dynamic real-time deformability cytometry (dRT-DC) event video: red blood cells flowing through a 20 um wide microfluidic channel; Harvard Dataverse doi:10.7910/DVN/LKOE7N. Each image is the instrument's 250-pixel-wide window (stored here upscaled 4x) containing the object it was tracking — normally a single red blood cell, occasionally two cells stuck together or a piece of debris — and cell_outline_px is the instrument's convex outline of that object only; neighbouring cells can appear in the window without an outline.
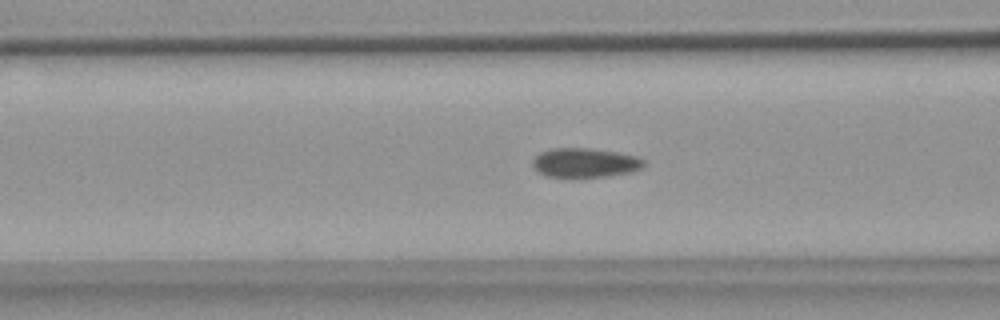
{"species": "common noctule bat (a hibernating species)", "species_latin": "Nyctalus noctula", "temperature_condition": "warm", "stored_images_in_passage": 47, "camera_frame_rate_fps": 3000, "um_per_image_px": 0.085, "animal": {"sex": "female", "body_mass_g": 18.4}, "frame": {"image": 1, "passage_image": 13, "time_ms": 4.0, "image_size_px": [1000, 320], "cell_outline_px": [[644, 164], [640, 168], [632, 172], [580, 180], [544, 176], [532, 164], [532, 160], [540, 152], [552, 148], [592, 148], [616, 152], [636, 156], [644, 160]], "centroid_in_image_um": [49.69, 13.87], "position_along_channel_um": 116.9, "area_um2": 19.59}}
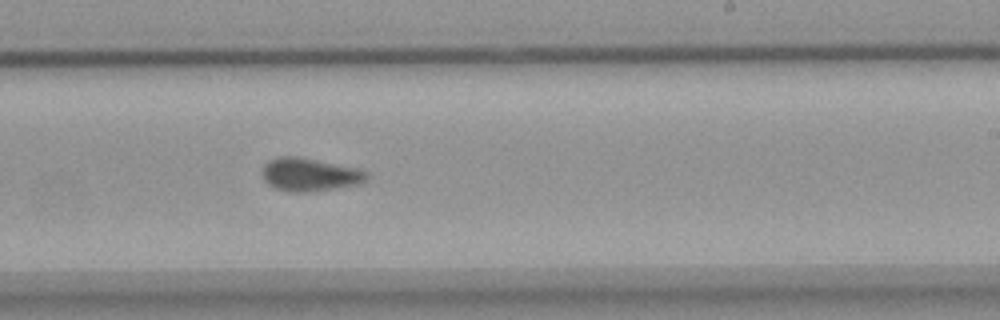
{"frame": {"image": 2, "passage_image": 25, "time_ms": 8.0, "image_size_px": [1000, 320], "cell_outline_px": [[368, 180], [364, 184], [308, 192], [288, 192], [276, 188], [268, 184], [264, 180], [264, 164], [268, 160], [276, 156], [296, 156], [356, 168], [368, 172]], "centroid_in_image_um": [26.36, 14.85], "position_along_channel_um": 262.6, "area_um2": 20.23}}
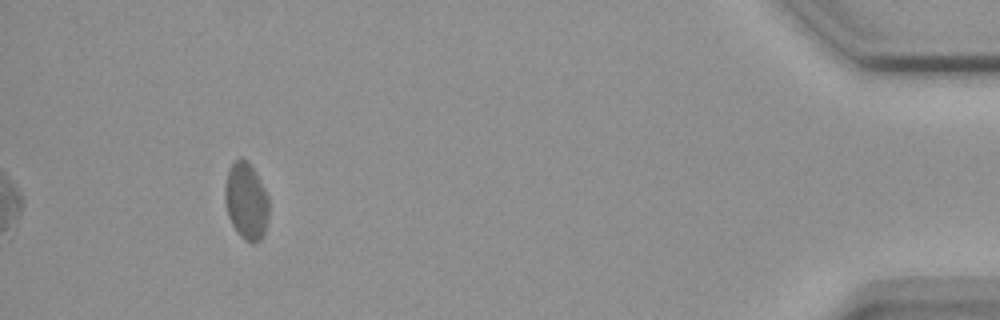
{"frame": {"image": 3, "passage_image": 43, "time_ms": 14.0, "image_size_px": [1000, 320], "cell_outline_px": [[268, 216], [264, 232], [260, 240], [252, 244], [244, 240], [240, 236], [232, 224], [228, 216], [224, 200], [224, 184], [228, 168], [236, 160], [248, 160], [256, 172], [268, 196]], "centroid_in_image_um": [20.91, 17.09], "position_along_channel_um": 414.3, "area_um2": 19.83}, "authors_computed_cell_mechanics": {"area_um2": 19.652, "velocity_mm_per_s": 3.6608, "shape_relaxation_time_tau1_ms": null, "shape_relaxation_time_tau2_ms": 3.1868, "deformation_change_tau1": null, "deformation_change_tau2": 0.0622}}